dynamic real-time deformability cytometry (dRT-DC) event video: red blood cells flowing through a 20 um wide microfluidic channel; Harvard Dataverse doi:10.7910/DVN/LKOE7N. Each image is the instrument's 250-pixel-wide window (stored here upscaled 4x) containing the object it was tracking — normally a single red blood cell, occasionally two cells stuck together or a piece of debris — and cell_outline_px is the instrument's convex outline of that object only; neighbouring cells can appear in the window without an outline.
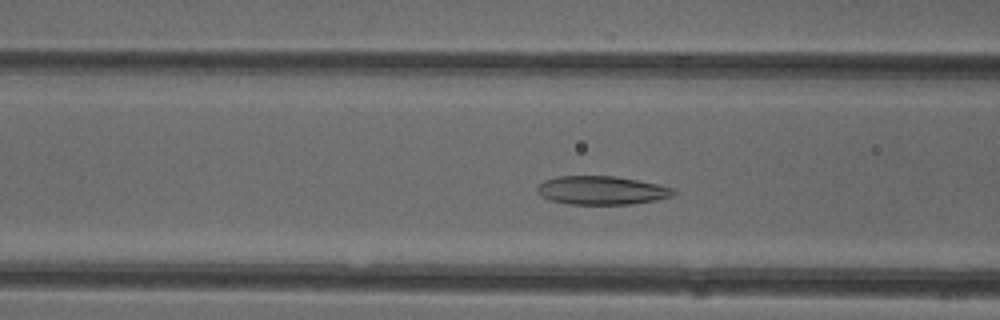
{"species": "common noctule bat (a hibernating species)", "species_latin": "Nyctalus noctula", "temperature_condition": "cold", "stored_images_in_passage": 45, "camera_frame_rate_fps": 3000, "um_per_image_px": 0.085, "animal": {"sex": "female"}, "frame": {"image": 1, "passage_image": 14, "time_ms": 4.333, "image_size_px": [1000, 320], "cell_outline_px": [[676, 192], [672, 196], [656, 200], [628, 204], [568, 204], [552, 200], [536, 192], [536, 188], [544, 180], [556, 176], [612, 176], [636, 180], [676, 188]], "centroid_in_image_um": [51.14, 16.17], "position_along_channel_um": 115.5, "area_um2": 22.48}}
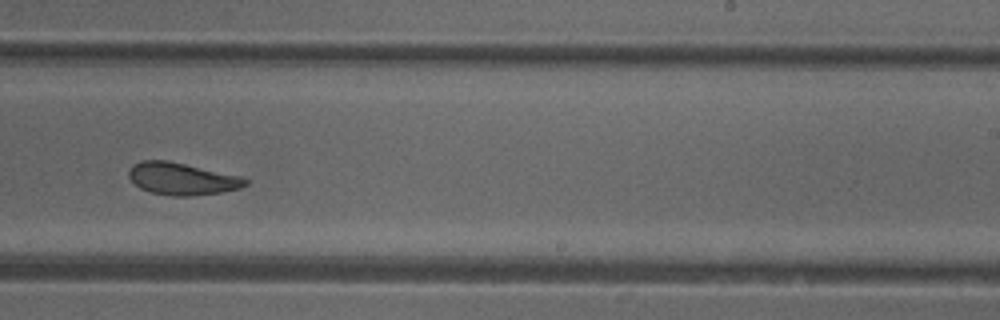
{"frame": {"image": 2, "passage_image": 26, "time_ms": 8.333, "image_size_px": [1000, 320], "cell_outline_px": [[248, 184], [240, 188], [220, 192], [188, 196], [172, 196], [152, 192], [140, 188], [128, 176], [128, 172], [132, 164], [140, 160], [168, 160], [240, 176], [248, 180]], "centroid_in_image_um": [15.44, 15.18], "position_along_channel_um": 273.6, "area_um2": 21.73}}
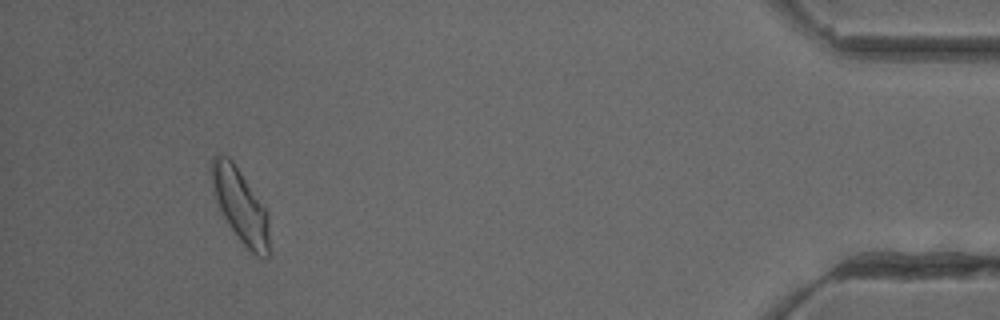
{"frame": {"image": 3, "passage_image": 42, "time_ms": 13.667, "image_size_px": [1000, 320], "cell_outline_px": [[268, 256], [264, 260], [256, 256], [240, 240], [216, 208], [208, 168], [216, 152], [228, 156], [232, 160], [268, 212]], "centroid_in_image_um": [20.36, 17.43], "position_along_channel_um": 414.8, "area_um2": 25.2}, "authors_computed_cell_mechanics": {"area_um2": 22.8888, "velocity_mm_per_s": 3.9549, "shape_relaxation_time_tau1_ms": 5.4158, "shape_relaxation_time_tau2_ms": 2.2778, "deformation_change_tau1": 0.1241, "deformation_change_tau2": 0.0936}}